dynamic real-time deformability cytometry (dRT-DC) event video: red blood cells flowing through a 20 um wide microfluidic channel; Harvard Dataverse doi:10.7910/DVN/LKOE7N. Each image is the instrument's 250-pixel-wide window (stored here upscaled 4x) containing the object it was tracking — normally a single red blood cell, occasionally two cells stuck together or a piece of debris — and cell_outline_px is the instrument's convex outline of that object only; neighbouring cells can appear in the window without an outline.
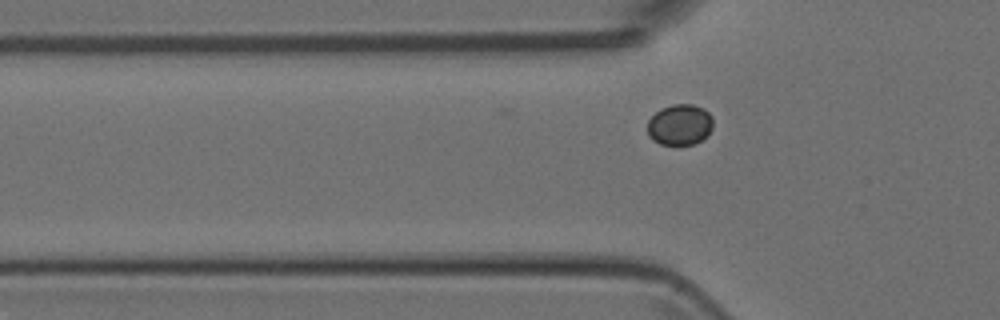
{"species": "Egyptian fruit bat (a non-hibernating species)", "species_latin": "Rousettus aegyptiacus", "temperature_condition": "room temperature", "stored_images_in_passage": 10, "camera_frame_rate_fps": 3000, "um_per_image_px": 0.085, "animal": {"sex": "female"}, "frame": {"image": 1, "passage_image": 10, "time_ms": 3.0, "image_size_px": [1000, 320], "cell_outline_px": [[712, 128], [708, 136], [692, 144], [660, 144], [652, 140], [648, 136], [648, 120], [660, 108], [672, 104], [692, 104], [704, 108], [712, 116]], "centroid_in_image_um": [57.78, 10.59], "position_along_channel_um": 68.0, "area_um2": 15.72}}